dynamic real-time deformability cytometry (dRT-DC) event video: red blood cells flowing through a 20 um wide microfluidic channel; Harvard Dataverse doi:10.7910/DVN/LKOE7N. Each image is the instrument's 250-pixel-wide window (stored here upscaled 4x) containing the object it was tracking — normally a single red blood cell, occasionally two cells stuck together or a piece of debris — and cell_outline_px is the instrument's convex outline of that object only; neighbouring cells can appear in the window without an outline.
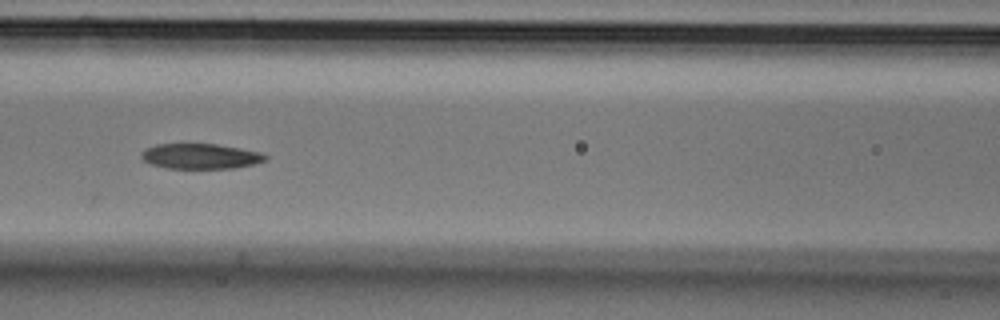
{"species": "Egyptian fruit bat (a non-hibernating species)", "species_latin": "Rousettus aegyptiacus", "temperature_condition": "cold", "stored_images_in_passage": 7, "camera_frame_rate_fps": 3000, "um_per_image_px": 0.085, "animal": {"sex": "male"}, "frame": {"image": 1, "passage_image": 7, "time_ms": 2.0, "image_size_px": [1000, 320], "cell_outline_px": [[268, 160], [256, 164], [232, 168], [164, 168], [148, 164], [140, 156], [140, 152], [144, 148], [156, 144], [216, 144], [260, 152], [268, 156]], "centroid_in_image_um": [17.0, 13.28], "position_along_channel_um": 149.6, "area_um2": 18.44}}